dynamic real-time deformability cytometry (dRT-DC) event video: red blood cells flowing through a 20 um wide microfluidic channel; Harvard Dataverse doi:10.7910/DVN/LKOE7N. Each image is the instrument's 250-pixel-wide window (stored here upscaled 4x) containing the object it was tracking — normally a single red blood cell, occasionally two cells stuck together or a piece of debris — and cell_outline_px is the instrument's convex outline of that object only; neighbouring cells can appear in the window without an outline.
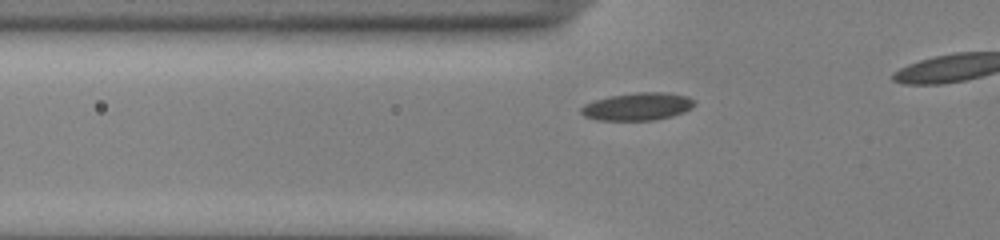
{"species": "common noctule bat (a hibernating species)", "species_latin": "Nyctalus noctula", "temperature_condition": "cold", "stored_images_in_passage": 25, "camera_frame_rate_fps": 3000, "um_per_image_px": 0.085, "animal": {"sex": "male", "body_mass_g": 13.0, "forearm_length_mm": 53.1}, "frame": {"image": 1, "passage_image": 9, "time_ms": 2.667, "image_size_px": [1000, 240], "cell_outline_px": [[696, 104], [692, 108], [684, 112], [672, 116], [652, 120], [596, 120], [584, 116], [580, 112], [580, 108], [584, 104], [596, 100], [612, 96], [636, 92], [664, 92], [688, 96], [696, 100]], "centroid_in_image_um": [54.23, 9.05], "position_along_channel_um": 71.6, "area_um2": 18.32}}
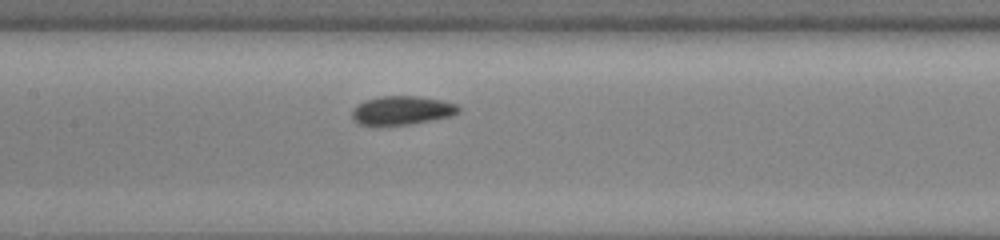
{"frame": {"image": 2, "passage_image": 17, "time_ms": 5.333, "image_size_px": [1000, 240], "cell_outline_px": [[460, 112], [452, 116], [432, 120], [408, 124], [360, 124], [352, 120], [352, 108], [356, 104], [364, 100], [380, 96], [416, 96], [440, 100], [456, 104], [460, 108]], "centroid_in_image_um": [34.15, 9.37], "position_along_channel_um": 173.3, "area_um2": 17.74}}
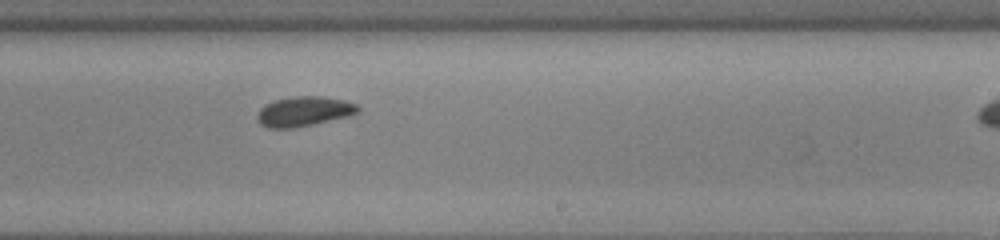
{"frame": {"image": 3, "passage_image": 24, "time_ms": 7.667, "image_size_px": [1000, 240], "cell_outline_px": [[360, 112], [348, 116], [312, 124], [292, 128], [268, 128], [260, 124], [256, 116], [260, 108], [264, 104], [272, 100], [296, 96], [320, 96], [344, 100], [356, 104], [360, 108]], "centroid_in_image_um": [25.81, 9.46], "position_along_channel_um": 263.2, "area_um2": 17.51}}